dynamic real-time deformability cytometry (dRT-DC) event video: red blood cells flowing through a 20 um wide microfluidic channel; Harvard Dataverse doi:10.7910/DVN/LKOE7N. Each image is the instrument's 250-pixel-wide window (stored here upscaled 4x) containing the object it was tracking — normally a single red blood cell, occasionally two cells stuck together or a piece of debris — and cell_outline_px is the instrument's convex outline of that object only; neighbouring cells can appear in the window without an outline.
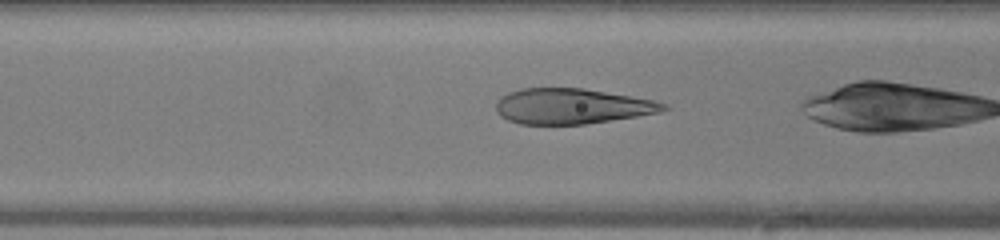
{"species": "human", "species_latin": "Homo sapiens", "temperature_condition": "warm", "stored_images_in_passage": 33, "camera_frame_rate_fps": 3000, "um_per_image_px": 0.085, "donor": {"sex": "female"}, "frame": {"image": 1, "passage_image": 14, "time_ms": 4.333, "image_size_px": [1000, 240], "cell_outline_px": [[668, 108], [660, 112], [636, 116], [584, 124], [520, 124], [508, 120], [500, 116], [496, 112], [496, 100], [500, 96], [508, 92], [520, 88], [584, 88], [656, 100], [668, 104]], "centroid_in_image_um": [48.58, 9.02], "position_along_channel_um": 118.0, "area_um2": 34.74}}
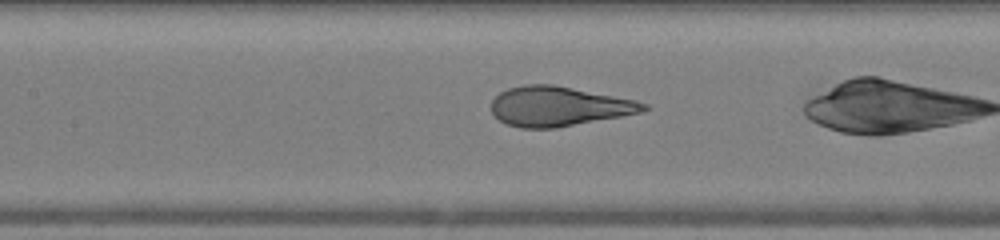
{"frame": {"image": 2, "passage_image": 17, "time_ms": 5.333, "image_size_px": [1000, 240], "cell_outline_px": [[652, 108], [644, 112], [556, 128], [520, 128], [508, 124], [500, 120], [492, 112], [492, 100], [500, 92], [508, 88], [524, 84], [552, 84], [636, 100], [648, 104]], "centroid_in_image_um": [47.53, 9.04], "position_along_channel_um": 159.9, "area_um2": 35.2}}
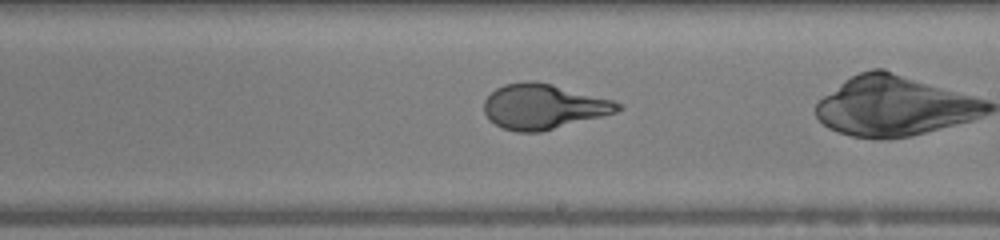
{"frame": {"image": 3, "passage_image": 23, "time_ms": 7.333, "image_size_px": [1000, 240], "cell_outline_px": [[624, 108], [616, 112], [540, 132], [516, 132], [504, 128], [488, 120], [484, 112], [484, 100], [496, 88], [504, 84], [524, 80], [532, 80], [552, 84], [612, 100], [624, 104]], "centroid_in_image_um": [46.17, 9.05], "position_along_channel_um": 242.8, "area_um2": 35.03}}